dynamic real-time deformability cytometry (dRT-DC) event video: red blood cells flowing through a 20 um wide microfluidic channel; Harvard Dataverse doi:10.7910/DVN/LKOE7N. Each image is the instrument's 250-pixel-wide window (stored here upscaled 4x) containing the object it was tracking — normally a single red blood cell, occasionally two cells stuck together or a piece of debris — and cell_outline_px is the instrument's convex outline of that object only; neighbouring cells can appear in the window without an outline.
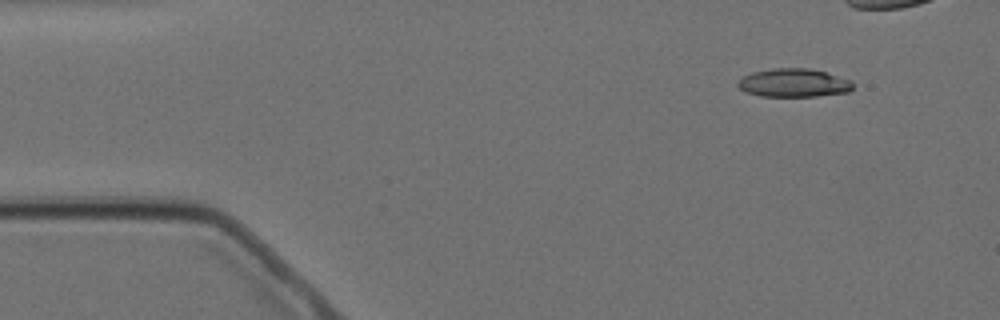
{"species": "Egyptian fruit bat (a non-hibernating species)", "species_latin": "Rousettus aegyptiacus", "temperature_condition": "cold", "stored_images_in_passage": 5, "camera_frame_rate_fps": 3000, "um_per_image_px": 0.085, "animal": {"sex": "female"}, "frame": {"image": 1, "passage_image": 1, "time_ms": 0.0, "image_size_px": [1000, 320], "cell_outline_px": [[852, 88], [848, 92], [816, 96], [760, 96], [744, 92], [736, 84], [744, 76], [752, 72], [772, 68], [812, 68], [852, 80]], "centroid_in_image_um": [67.46, 7.04], "position_along_channel_um": 17.5, "area_um2": 19.07}}
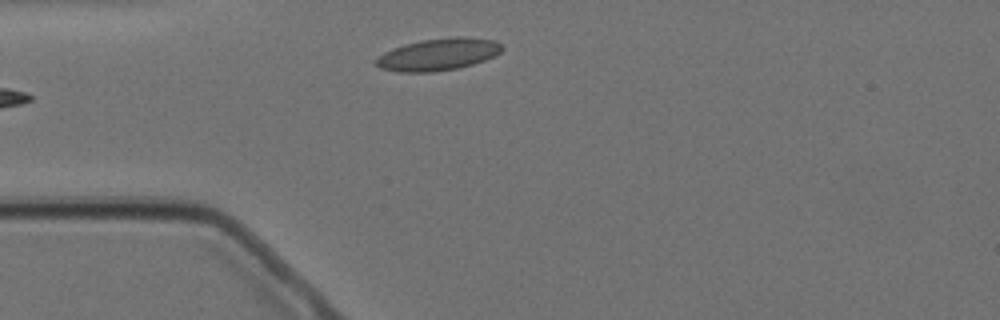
{"frame": {"image": 2, "passage_image": 5, "time_ms": 4.333, "image_size_px": [1000, 320], "cell_outline_px": [[504, 48], [500, 52], [484, 60], [472, 64], [456, 68], [432, 72], [400, 72], [380, 68], [376, 64], [376, 60], [384, 52], [392, 48], [404, 44], [420, 40], [456, 36], [460, 36], [496, 40]], "centroid_in_image_um": [37.25, 4.61], "position_along_channel_um": 47.8, "area_um2": 23.41}}